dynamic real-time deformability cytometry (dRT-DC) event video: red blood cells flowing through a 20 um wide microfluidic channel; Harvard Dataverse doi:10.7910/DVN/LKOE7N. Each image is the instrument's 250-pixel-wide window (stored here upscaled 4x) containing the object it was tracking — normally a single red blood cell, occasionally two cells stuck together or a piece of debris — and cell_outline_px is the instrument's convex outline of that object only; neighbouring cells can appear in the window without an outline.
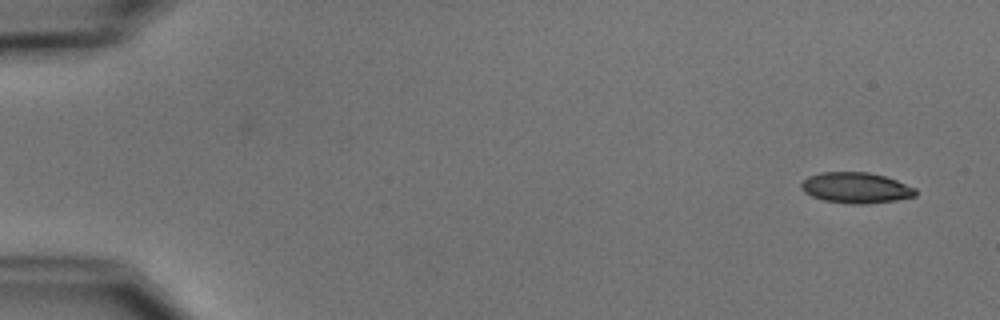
{"species": "common noctule bat (a hibernating species)", "species_latin": "Nyctalus noctula", "temperature_condition": "cold", "stored_images_in_passage": 2, "camera_frame_rate_fps": 3000, "um_per_image_px": 0.085, "animal": {"sex": "male", "body_mass_g": 15.6}, "frame": {"image": 1, "passage_image": 2, "time_ms": 2.0, "image_size_px": [1000, 320], "cell_outline_px": [[916, 196], [896, 200], [868, 204], [852, 204], [824, 200], [812, 196], [804, 192], [800, 188], [800, 184], [808, 176], [820, 172], [868, 172], [884, 176], [896, 180], [916, 188]], "centroid_in_image_um": [72.74, 15.96], "position_along_channel_um": 12.3, "area_um2": 20.52}}